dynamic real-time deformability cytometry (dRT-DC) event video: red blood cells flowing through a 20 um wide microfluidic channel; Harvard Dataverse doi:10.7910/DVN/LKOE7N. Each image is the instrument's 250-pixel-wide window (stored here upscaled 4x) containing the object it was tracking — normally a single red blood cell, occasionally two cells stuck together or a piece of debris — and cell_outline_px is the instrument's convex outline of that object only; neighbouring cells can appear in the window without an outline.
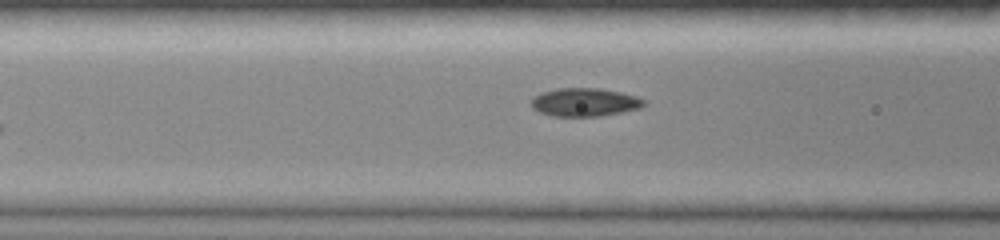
{"species": "common noctule bat (a hibernating species)", "species_latin": "Nyctalus noctula", "temperature_condition": "room temperature", "stored_images_in_passage": 7, "segment_of_instrument_passage": [2, 2], "camera_frame_rate_fps": 3000, "um_per_image_px": 0.085, "animal": {"sex": "female", "body_mass_g": 19.0, "forearm_length_mm": 51.5}, "frame": {"image": 1, "passage_image": 7, "time_ms": 5.0, "image_size_px": [1000, 240], "cell_outline_px": [[644, 104], [640, 108], [620, 112], [596, 116], [552, 116], [540, 112], [532, 108], [532, 100], [536, 96], [544, 92], [556, 88], [600, 88], [620, 92], [636, 96], [644, 100]], "centroid_in_image_um": [49.69, 8.68], "position_along_channel_um": 116.9, "area_um2": 18.26}}